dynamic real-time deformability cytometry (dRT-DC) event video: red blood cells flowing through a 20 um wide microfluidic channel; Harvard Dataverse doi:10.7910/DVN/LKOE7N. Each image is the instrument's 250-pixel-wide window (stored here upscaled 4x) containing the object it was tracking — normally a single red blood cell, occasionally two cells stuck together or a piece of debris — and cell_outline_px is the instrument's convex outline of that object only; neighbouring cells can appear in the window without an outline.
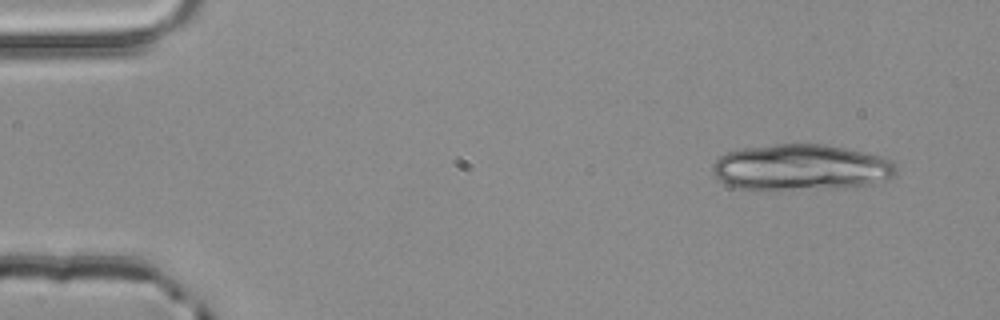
{"species": "common noctule bat (a hibernating species)", "species_latin": "Nyctalus noctula", "temperature_condition": "room temperature", "stored_images_in_passage": 4, "camera_frame_rate_fps": 3000, "um_per_image_px": 0.085, "animal": {"sex": "male", "body_mass_g": 20.4}, "frame": {"image": 1, "passage_image": 1, "time_ms": 0.0, "image_size_px": [1000, 320], "cell_outline_px": [[896, 172], [884, 184], [840, 188], [736, 188], [720, 180], [716, 176], [712, 168], [712, 164], [720, 156], [728, 152], [740, 148], [776, 144], [824, 144], [844, 148], [892, 160], [896, 164]], "centroid_in_image_um": [68.14, 14.22], "position_along_channel_um": 16.9, "area_um2": 48.96}}